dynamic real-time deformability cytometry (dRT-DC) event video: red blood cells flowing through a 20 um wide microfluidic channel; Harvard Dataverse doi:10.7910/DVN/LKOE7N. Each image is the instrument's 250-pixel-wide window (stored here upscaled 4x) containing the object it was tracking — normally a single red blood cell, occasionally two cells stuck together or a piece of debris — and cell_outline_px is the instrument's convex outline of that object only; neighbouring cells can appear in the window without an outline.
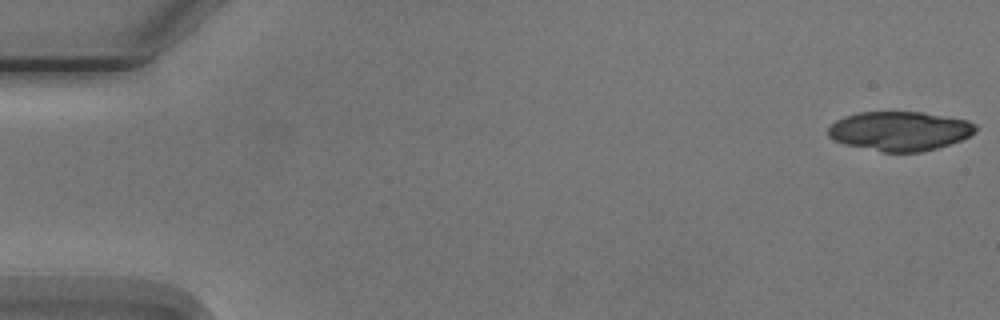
{"species": "Egyptian fruit bat (a non-hibernating species)", "species_latin": "Rousettus aegyptiacus", "temperature_condition": "cold", "stored_images_in_passage": 5, "camera_frame_rate_fps": 3000, "um_per_image_px": 0.085, "animal": {"sex": "male"}, "frame": {"image": 1, "passage_image": 1, "time_ms": 0.0, "image_size_px": [1000, 320], "cell_outline_px": [[976, 132], [960, 140], [936, 148], [920, 152], [884, 152], [844, 144], [828, 136], [828, 128], [836, 120], [844, 116], [860, 112], [924, 112], [968, 120], [976, 124]], "centroid_in_image_um": [76.48, 11.13], "position_along_channel_um": 8.5, "area_um2": 33.64}}